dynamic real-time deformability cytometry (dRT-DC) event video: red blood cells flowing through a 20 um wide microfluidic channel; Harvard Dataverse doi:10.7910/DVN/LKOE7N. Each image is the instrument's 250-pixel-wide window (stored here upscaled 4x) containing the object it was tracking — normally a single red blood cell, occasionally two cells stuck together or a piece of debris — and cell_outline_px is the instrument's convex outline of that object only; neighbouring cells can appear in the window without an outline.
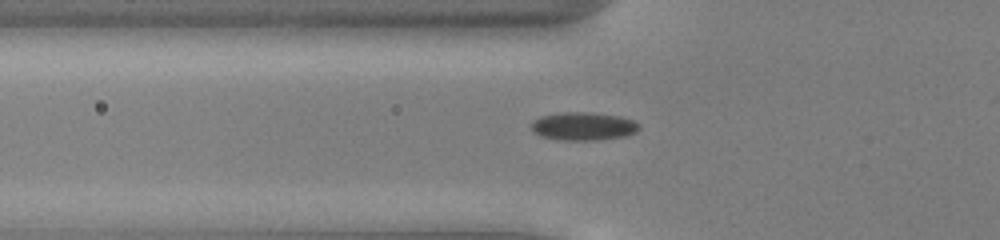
{"species": "common noctule bat (a hibernating species)", "species_latin": "Nyctalus noctula", "temperature_condition": "cold", "stored_images_in_passage": 47, "camera_frame_rate_fps": 3000, "um_per_image_px": 0.085, "animal": {"sex": "male", "body_mass_g": 13.0, "forearm_length_mm": 53.1}, "frame": {"image": 1, "passage_image": 13, "time_ms": 4.0, "image_size_px": [1000, 240], "cell_outline_px": [[640, 128], [636, 132], [624, 136], [596, 140], [560, 140], [540, 136], [532, 132], [532, 120], [540, 116], [564, 112], [588, 112], [620, 116], [632, 120], [640, 124]], "centroid_in_image_um": [49.56, 10.73], "position_along_channel_um": 76.2, "area_um2": 17.74}}
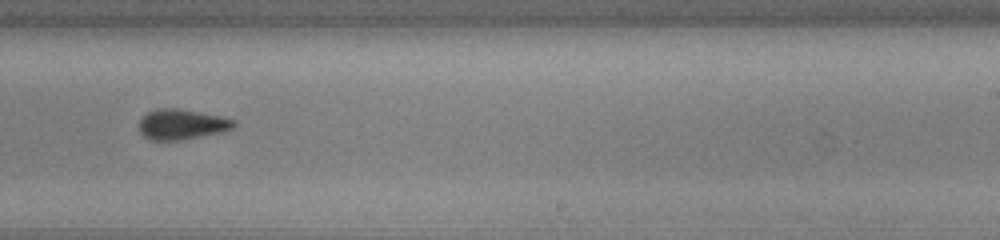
{"frame": {"image": 2, "passage_image": 28, "time_ms": 9.0, "image_size_px": [1000, 240], "cell_outline_px": [[236, 124], [232, 128], [224, 132], [180, 140], [148, 140], [140, 132], [140, 120], [148, 112], [156, 108], [180, 108], [236, 120]], "centroid_in_image_um": [15.45, 10.57], "position_along_channel_um": 273.6, "area_um2": 16.7}}
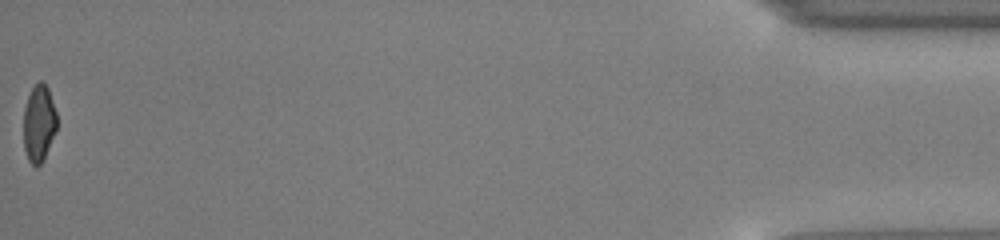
{"frame": {"image": 3, "passage_image": 47, "time_ms": 15.333, "image_size_px": [1000, 240], "cell_outline_px": [[56, 128], [44, 160], [36, 168], [28, 160], [24, 148], [24, 108], [28, 96], [32, 88], [40, 80], [44, 80], [48, 88], [56, 112]], "centroid_in_image_um": [3.3, 10.48], "position_along_channel_um": 431.9, "area_um2": 14.91}, "authors_computed_cell_mechanics": {"area_um2": 16.6464, "velocity_mm_per_s": 3.955, "shape_relaxation_time_tau1_ms": 2.1262, "shape_relaxation_time_tau2_ms": 3.9166, "deformation_change_tau1": 0.0967, "deformation_change_tau2": 0.08}}